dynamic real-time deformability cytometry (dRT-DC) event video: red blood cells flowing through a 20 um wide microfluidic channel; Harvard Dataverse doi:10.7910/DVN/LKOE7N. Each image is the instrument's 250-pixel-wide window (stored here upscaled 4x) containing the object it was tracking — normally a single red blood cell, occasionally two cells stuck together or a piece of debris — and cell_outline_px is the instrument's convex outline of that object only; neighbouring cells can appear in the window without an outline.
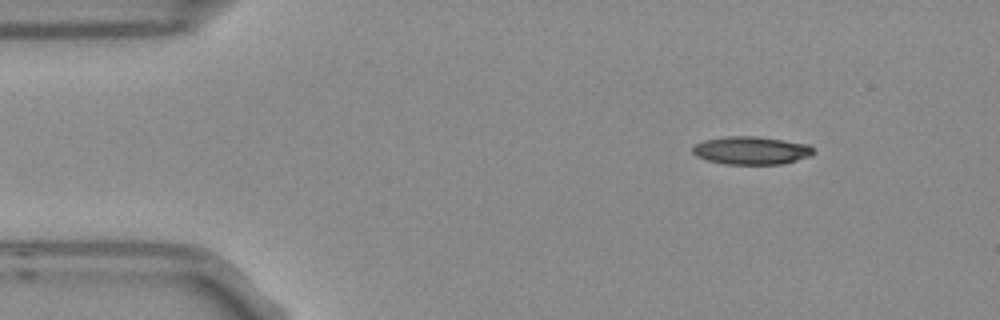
{"species": "Egyptian fruit bat (a non-hibernating species)", "species_latin": "Rousettus aegyptiacus", "temperature_condition": "room temperature", "stored_images_in_passage": 5, "camera_frame_rate_fps": 3000, "um_per_image_px": 0.085, "frame": {"image": 1, "passage_image": 1, "time_ms": 0.0, "image_size_px": [1000, 320], "cell_outline_px": [[812, 152], [808, 156], [784, 164], [724, 164], [708, 160], [696, 156], [692, 152], [692, 148], [696, 144], [704, 140], [728, 136], [756, 136], [784, 140], [808, 144], [812, 148]], "centroid_in_image_um": [63.82, 12.79], "position_along_channel_um": 21.2, "area_um2": 19.54}}
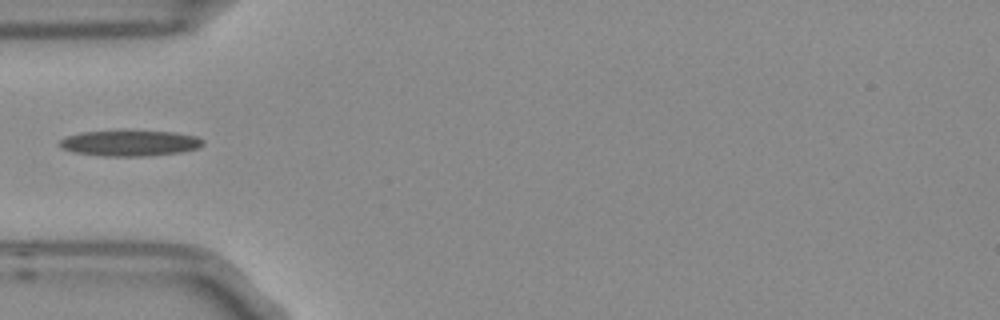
{"frame": {"image": 2, "passage_image": 3, "time_ms": 0.667, "image_size_px": [1000, 320], "cell_outline_px": [[204, 144], [200, 148], [180, 152], [144, 156], [100, 156], [72, 152], [60, 148], [56, 144], [60, 140], [68, 136], [80, 132], [120, 128], [128, 128], [176, 132], [196, 136], [204, 140]], "centroid_in_image_um": [11.0, 12.12], "position_along_channel_um": 74.0, "area_um2": 22.83}}